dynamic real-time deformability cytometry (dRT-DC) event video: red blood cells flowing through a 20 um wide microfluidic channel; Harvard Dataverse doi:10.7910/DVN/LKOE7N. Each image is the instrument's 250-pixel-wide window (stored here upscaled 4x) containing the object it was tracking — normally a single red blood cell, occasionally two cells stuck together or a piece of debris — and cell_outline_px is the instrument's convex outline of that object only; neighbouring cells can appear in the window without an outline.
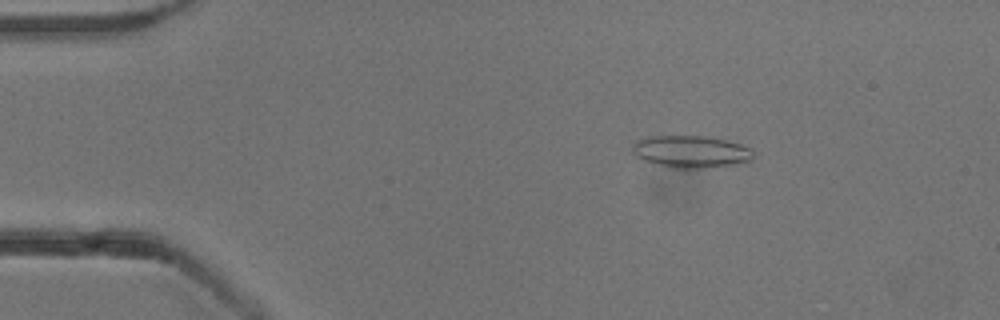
{"species": "common noctule bat (a hibernating species)", "species_latin": "Nyctalus noctula", "temperature_condition": "cold", "stored_images_in_passage": 54, "camera_frame_rate_fps": 3000, "um_per_image_px": 0.085, "animal": {"sex": "male", "body_mass_g": 13.3}, "frame": {"image": 1, "passage_image": 9, "time_ms": 2.667, "image_size_px": [1000, 320], "cell_outline_px": [[752, 160], [732, 164], [700, 168], [664, 168], [644, 160], [636, 156], [632, 152], [632, 144], [636, 140], [648, 136], [708, 136], [728, 140], [740, 144], [748, 148], [752, 152]], "centroid_in_image_um": [58.65, 12.88], "position_along_channel_um": 26.4, "area_um2": 22.72}}
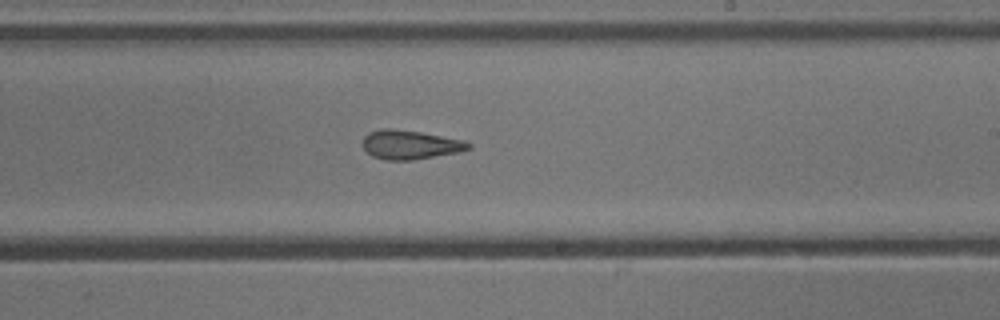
{"frame": {"image": 2, "passage_image": 32, "time_ms": 10.333, "image_size_px": [1000, 320], "cell_outline_px": [[472, 148], [460, 152], [412, 160], [384, 160], [372, 156], [364, 148], [364, 136], [368, 132], [380, 128], [392, 128], [420, 132], [464, 140], [472, 144]], "centroid_in_image_um": [34.88, 12.3], "position_along_channel_um": 254.1, "area_um2": 17.98}}
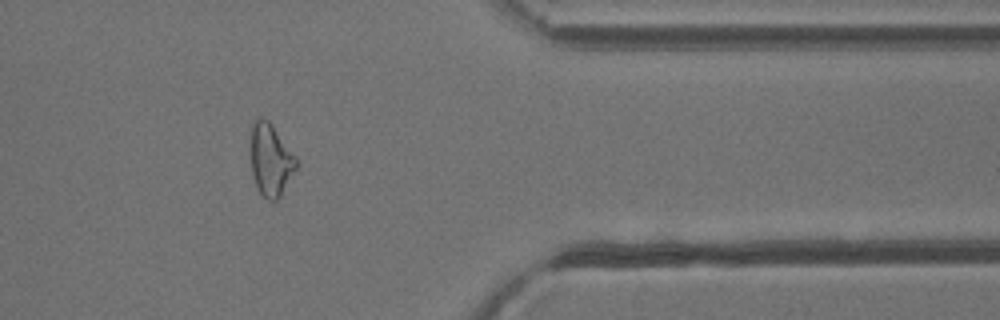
{"frame": {"image": 3, "passage_image": 44, "time_ms": 14.333, "image_size_px": [1000, 320], "cell_outline_px": [[300, 164], [280, 196], [276, 200], [268, 200], [260, 192], [256, 184], [252, 172], [252, 124], [260, 116], [268, 120], [272, 124], [296, 156]], "centroid_in_image_um": [23.06, 13.58], "position_along_channel_um": 388.3, "area_um2": 19.02}, "authors_computed_cell_mechanics": {"area_um2": 20.2011, "velocity_mm_per_s": 3.8366, "shape_relaxation_time_tau1_ms": null, "shape_relaxation_time_tau2_ms": 3.5924, "deformation_change_tau1": null, "deformation_change_tau2": 0.1406}}